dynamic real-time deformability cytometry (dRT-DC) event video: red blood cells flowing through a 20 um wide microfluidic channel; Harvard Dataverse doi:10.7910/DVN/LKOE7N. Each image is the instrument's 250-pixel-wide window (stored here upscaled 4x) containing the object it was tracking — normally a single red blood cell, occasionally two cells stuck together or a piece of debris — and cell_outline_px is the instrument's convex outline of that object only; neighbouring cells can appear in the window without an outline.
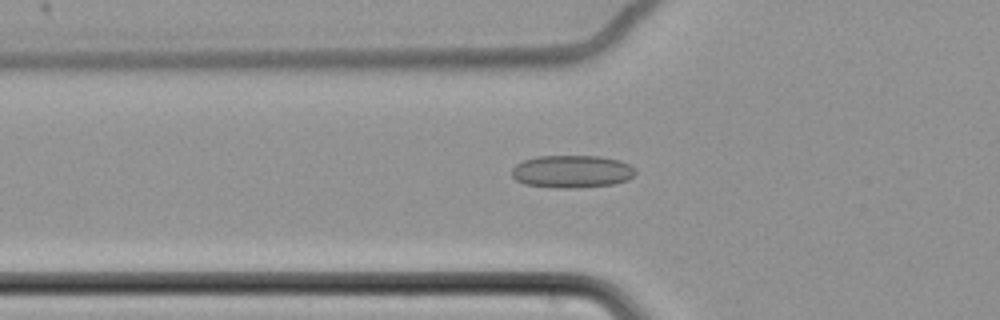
{"species": "common noctule bat (a hibernating species)", "species_latin": "Nyctalus noctula", "temperature_condition": "cold", "stored_images_in_passage": 53, "camera_frame_rate_fps": 3000, "um_per_image_px": 0.085, "animal": {"sex": "female", "body_mass_g": 22.7, "forearm_length_mm": 54.2}, "frame": {"image": 1, "passage_image": 15, "time_ms": 4.667, "image_size_px": [1000, 320], "cell_outline_px": [[636, 172], [628, 180], [612, 184], [576, 188], [556, 188], [524, 184], [516, 180], [512, 176], [512, 168], [516, 164], [524, 160], [536, 156], [600, 156], [620, 160], [636, 168]], "centroid_in_image_um": [48.61, 14.57], "position_along_channel_um": 77.2, "area_um2": 23.64}}
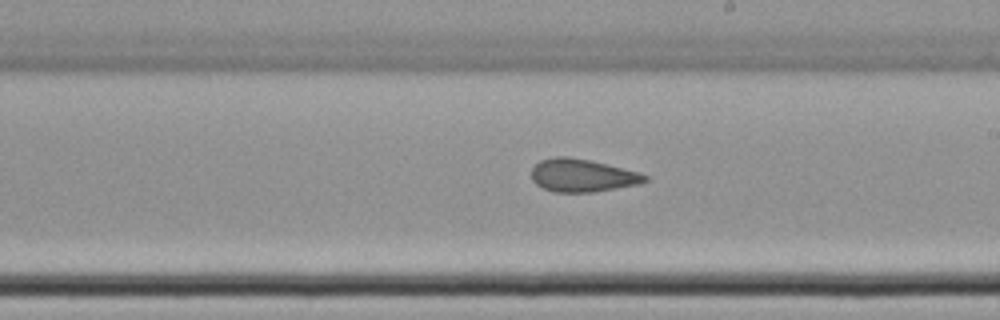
{"frame": {"image": 2, "passage_image": 29, "time_ms": 9.333, "image_size_px": [1000, 320], "cell_outline_px": [[648, 180], [640, 184], [592, 192], [552, 192], [536, 184], [532, 180], [532, 168], [540, 160], [556, 156], [568, 156], [592, 160], [640, 172], [648, 176]], "centroid_in_image_um": [49.51, 14.9], "position_along_channel_um": 239.5, "area_um2": 21.91}}
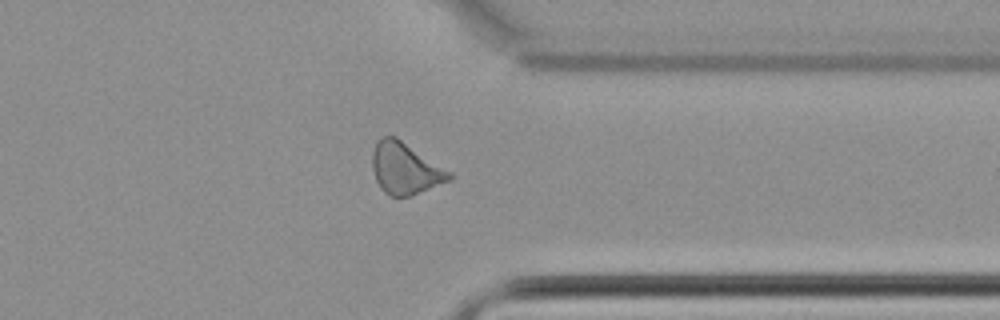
{"frame": {"image": 3, "passage_image": 41, "time_ms": 13.333, "image_size_px": [1000, 320], "cell_outline_px": [[456, 176], [452, 180], [412, 196], [388, 196], [380, 188], [376, 180], [372, 168], [372, 152], [376, 140], [384, 136], [396, 136], [452, 172]], "centroid_in_image_um": [34.46, 14.32], "position_along_channel_um": 376.9, "area_um2": 23.58}, "authors_computed_cell_mechanics": {"area_um2": 22.3108, "velocity_mm_per_s": 3.4858, "shape_relaxation_time_tau1_ms": null, "shape_relaxation_time_tau2_ms": 2.4658, "deformation_change_tau1": null, "deformation_change_tau2": 0.0978}}